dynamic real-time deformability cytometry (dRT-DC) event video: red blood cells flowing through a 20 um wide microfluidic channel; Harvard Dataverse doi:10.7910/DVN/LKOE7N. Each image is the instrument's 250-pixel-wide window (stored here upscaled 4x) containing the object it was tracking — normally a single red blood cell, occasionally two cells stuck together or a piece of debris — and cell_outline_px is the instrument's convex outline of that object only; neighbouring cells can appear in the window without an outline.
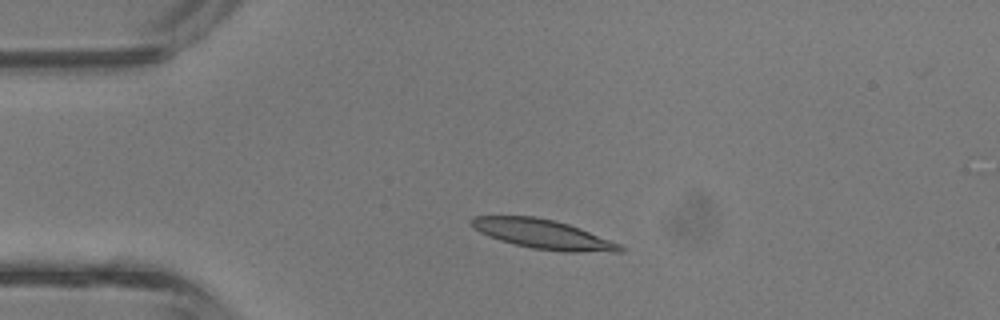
{"species": "common noctule bat (a hibernating species)", "species_latin": "Nyctalus noctula", "temperature_condition": "room temperature", "stored_images_in_passage": 2, "camera_frame_rate_fps": 3000, "um_per_image_px": 0.085, "animal": {"sex": "male", "body_mass_g": 13.3}, "frame": {"image": 1, "passage_image": 1, "time_ms": 0.0, "image_size_px": [1000, 320], "cell_outline_px": [[624, 252], [564, 252], [532, 248], [500, 240], [488, 236], [472, 228], [468, 220], [472, 216], [536, 216], [568, 224], [580, 228], [620, 244], [624, 248]], "centroid_in_image_um": [46.13, 19.9], "position_along_channel_um": 38.9, "area_um2": 25.43}}